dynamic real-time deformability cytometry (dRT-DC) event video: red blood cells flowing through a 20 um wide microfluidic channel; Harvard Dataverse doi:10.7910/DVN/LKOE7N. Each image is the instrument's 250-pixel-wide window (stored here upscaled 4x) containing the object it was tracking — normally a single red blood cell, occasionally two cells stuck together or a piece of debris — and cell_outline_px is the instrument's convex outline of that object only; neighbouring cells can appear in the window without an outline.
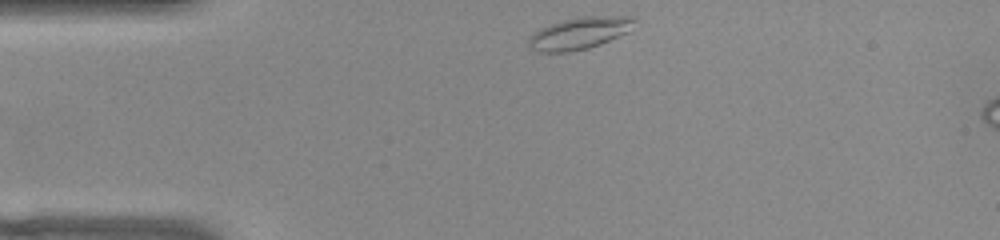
{"species": "common noctule bat (a hibernating species)", "species_latin": "Nyctalus noctula", "temperature_condition": "warm", "stored_images_in_passage": 6, "camera_frame_rate_fps": 3000, "um_per_image_px": 0.085, "animal": {"sex": "female", "body_mass_g": 22.0, "forearm_length_mm": 56.7}, "frame": {"image": 1, "passage_image": 1, "time_ms": 0.0, "image_size_px": [1000, 240], "cell_outline_px": [[636, 20], [628, 32], [600, 44], [588, 48], [568, 52], [536, 52], [528, 48], [528, 40], [540, 28], [564, 20], [580, 16], [632, 16]], "centroid_in_image_um": [49.24, 2.83], "position_along_channel_um": 35.8, "area_um2": 19.59}}